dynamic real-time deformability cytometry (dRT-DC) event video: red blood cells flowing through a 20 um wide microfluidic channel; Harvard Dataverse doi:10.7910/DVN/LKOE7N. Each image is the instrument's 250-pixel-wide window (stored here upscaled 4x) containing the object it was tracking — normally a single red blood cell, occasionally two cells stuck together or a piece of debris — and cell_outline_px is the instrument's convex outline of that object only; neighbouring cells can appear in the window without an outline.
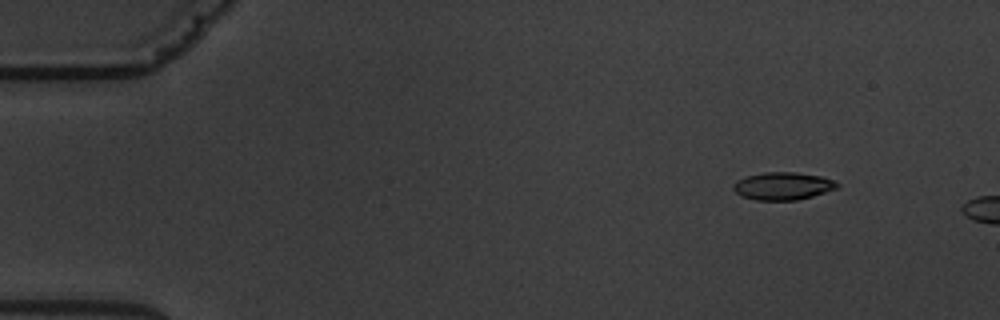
{"species": "common noctule bat (a hibernating species)", "species_latin": "Nyctalus noctula", "temperature_condition": "warm", "stored_images_in_passage": 3, "camera_frame_rate_fps": 3000, "um_per_image_px": 0.085, "animal": {"sex": "male", "body_mass_g": 19.5, "forearm_length_mm": 54.6}, "frame": {"image": 1, "passage_image": 1, "time_ms": 0.0, "image_size_px": [1000, 320], "cell_outline_px": [[840, 188], [812, 196], [796, 200], [756, 200], [740, 196], [732, 188], [732, 184], [736, 180], [744, 176], [764, 172], [796, 172], [820, 176], [832, 180], [840, 184]], "centroid_in_image_um": [66.52, 15.81], "position_along_channel_um": 18.5, "area_um2": 16.94}}